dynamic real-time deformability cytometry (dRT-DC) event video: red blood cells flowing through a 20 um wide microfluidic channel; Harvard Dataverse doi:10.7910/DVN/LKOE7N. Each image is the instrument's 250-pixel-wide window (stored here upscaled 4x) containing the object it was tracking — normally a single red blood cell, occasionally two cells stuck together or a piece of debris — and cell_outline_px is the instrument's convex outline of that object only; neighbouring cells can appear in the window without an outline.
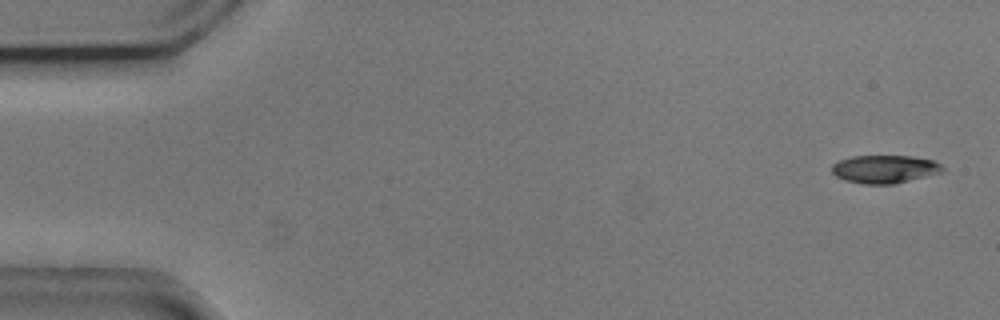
{"species": "common noctule bat (a hibernating species)", "species_latin": "Nyctalus noctula", "temperature_condition": "cold", "stored_images_in_passage": 48, "camera_frame_rate_fps": 3000, "um_per_image_px": 0.085, "animal": {"sex": "male", "body_mass_g": 20.5, "forearm_length_mm": 52.5}, "frame": {"image": 1, "passage_image": 2, "time_ms": 0.333, "image_size_px": [1000, 320], "cell_outline_px": [[944, 172], [892, 184], [864, 184], [844, 180], [836, 176], [832, 172], [832, 164], [840, 160], [852, 156], [912, 156], [932, 160], [940, 164], [944, 168]], "centroid_in_image_um": [75.19, 14.37], "position_along_channel_um": 9.8, "area_um2": 18.03}}
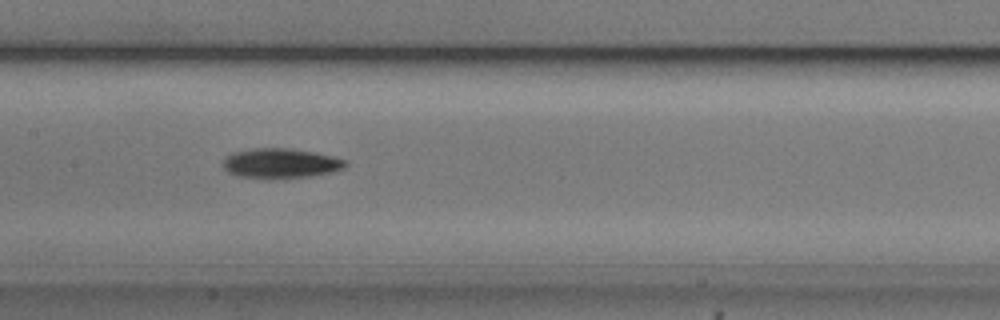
{"frame": {"image": 2, "passage_image": 26, "time_ms": 8.333, "image_size_px": [1000, 320], "cell_outline_px": [[348, 164], [344, 168], [332, 172], [308, 176], [236, 176], [228, 172], [220, 164], [232, 152], [252, 148], [292, 148], [316, 152], [348, 160]], "centroid_in_image_um": [23.88, 13.83], "position_along_channel_um": 183.5, "area_um2": 20.81}}
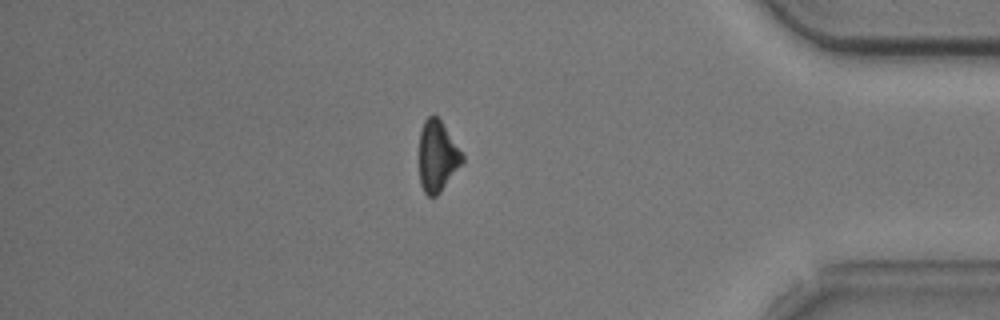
{"frame": {"image": 3, "passage_image": 46, "time_ms": 15.0, "image_size_px": [1000, 320], "cell_outline_px": [[464, 160], [440, 192], [436, 196], [428, 196], [424, 192], [420, 184], [420, 128], [424, 120], [428, 116], [436, 116], [440, 120], [464, 156]], "centroid_in_image_um": [37.16, 13.28], "position_along_channel_um": 398.0, "area_um2": 17.46}}